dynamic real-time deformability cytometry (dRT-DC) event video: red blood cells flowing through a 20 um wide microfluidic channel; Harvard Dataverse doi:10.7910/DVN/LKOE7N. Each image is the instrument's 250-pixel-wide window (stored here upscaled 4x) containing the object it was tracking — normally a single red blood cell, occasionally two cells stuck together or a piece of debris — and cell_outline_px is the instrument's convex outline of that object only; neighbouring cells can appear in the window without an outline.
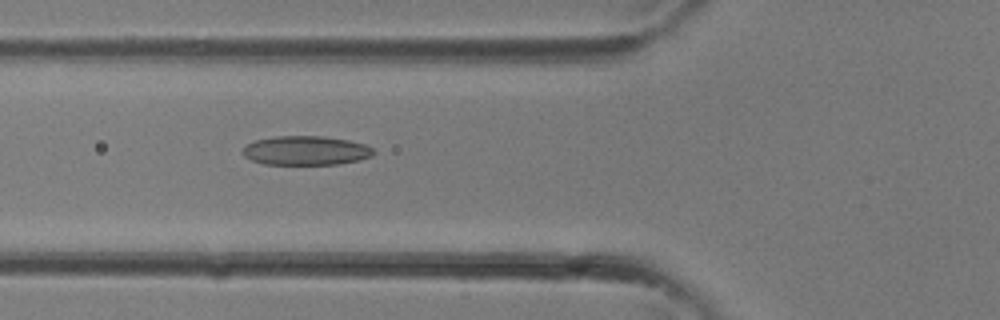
{"species": "common noctule bat (a hibernating species)", "species_latin": "Nyctalus noctula", "temperature_condition": "room temperature", "stored_images_in_passage": 13, "camera_frame_rate_fps": 3000, "um_per_image_px": 0.085, "animal": {"sex": "female"}, "frame": {"image": 1, "passage_image": 13, "time_ms": 4.0, "image_size_px": [1000, 320], "cell_outline_px": [[376, 152], [372, 156], [360, 160], [336, 164], [264, 164], [252, 160], [244, 156], [240, 152], [248, 144], [256, 140], [276, 136], [324, 136], [348, 140], [364, 144], [372, 148]], "centroid_in_image_um": [26.01, 12.79], "position_along_channel_um": 99.8, "area_um2": 22.2}}